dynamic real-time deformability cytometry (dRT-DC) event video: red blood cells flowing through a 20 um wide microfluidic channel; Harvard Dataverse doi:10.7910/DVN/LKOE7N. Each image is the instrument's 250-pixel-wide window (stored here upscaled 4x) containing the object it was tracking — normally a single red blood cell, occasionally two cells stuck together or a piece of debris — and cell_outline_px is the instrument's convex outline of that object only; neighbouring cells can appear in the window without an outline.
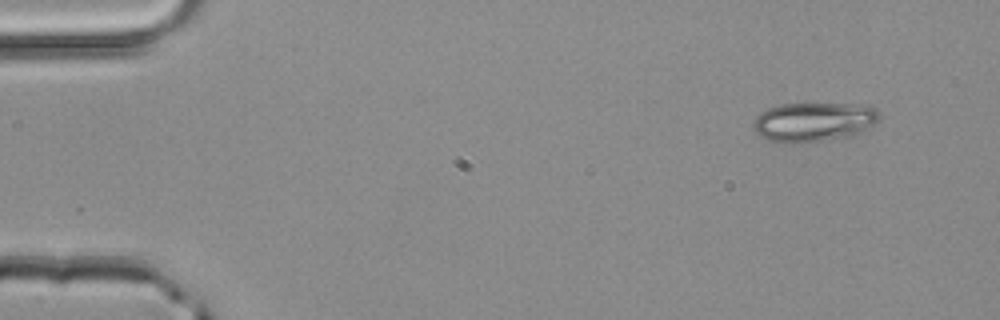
{"species": "common noctule bat (a hibernating species)", "species_latin": "Nyctalus noctula", "temperature_condition": "room temperature", "stored_images_in_passage": 4, "camera_frame_rate_fps": 3000, "um_per_image_px": 0.085, "animal": {"sex": "male", "body_mass_g": 20.4}, "frame": {"image": 1, "passage_image": 1, "time_ms": 0.0, "image_size_px": [1000, 320], "cell_outline_px": [[880, 116], [864, 132], [852, 136], [800, 144], [784, 144], [768, 140], [760, 136], [752, 128], [752, 124], [756, 116], [768, 108], [780, 104], [868, 104], [876, 108], [880, 112]], "centroid_in_image_um": [69.16, 10.38], "position_along_channel_um": 15.8, "area_um2": 29.42}}